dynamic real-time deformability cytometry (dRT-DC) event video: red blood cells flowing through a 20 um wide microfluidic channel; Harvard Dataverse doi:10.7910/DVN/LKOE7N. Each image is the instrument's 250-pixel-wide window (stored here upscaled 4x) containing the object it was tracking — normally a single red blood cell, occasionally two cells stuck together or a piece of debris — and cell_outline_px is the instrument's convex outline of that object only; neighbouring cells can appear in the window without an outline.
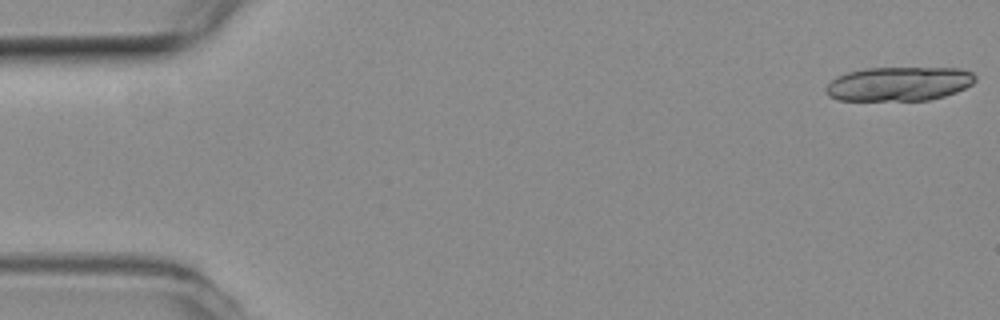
{"species": "common noctule bat (a hibernating species)", "species_latin": "Nyctalus noctula", "temperature_condition": "room temperature", "stored_images_in_passage": 9, "segment_of_instrument_passage": [1, 2], "camera_frame_rate_fps": 3000, "um_per_image_px": 0.085, "animal": {"sex": "female", "body_mass_g": 19.3, "forearm_length_mm": 54.1}, "frame": {"image": 1, "passage_image": 1, "time_ms": 0.0, "image_size_px": [1000, 320], "cell_outline_px": [[976, 80], [972, 84], [956, 92], [944, 96], [928, 100], [840, 100], [828, 96], [824, 88], [836, 76], [848, 72], [864, 68], [960, 68], [972, 72], [976, 76]], "centroid_in_image_um": [76.41, 7.12], "position_along_channel_um": 8.6, "area_um2": 29.77}}